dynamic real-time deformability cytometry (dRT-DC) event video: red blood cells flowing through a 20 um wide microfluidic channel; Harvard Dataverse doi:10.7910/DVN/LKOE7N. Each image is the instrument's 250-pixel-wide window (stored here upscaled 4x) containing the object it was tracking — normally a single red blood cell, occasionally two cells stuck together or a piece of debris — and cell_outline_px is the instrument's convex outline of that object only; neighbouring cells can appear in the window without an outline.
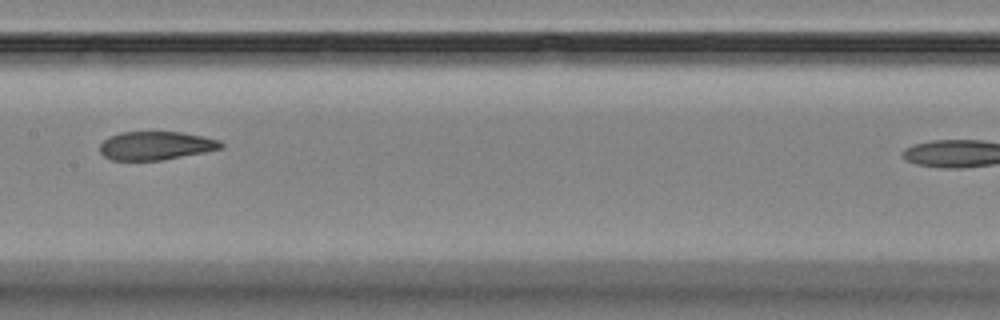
{"species": "Egyptian fruit bat (a non-hibernating species)", "species_latin": "Rousettus aegyptiacus", "temperature_condition": "room temperature", "stored_images_in_passage": 8, "camera_frame_rate_fps": 3000, "um_per_image_px": 0.085, "animal": {"sex": "female"}, "frame": {"image": 1, "passage_image": 4, "time_ms": 3.667, "image_size_px": [1000, 320], "cell_outline_px": [[224, 148], [204, 152], [160, 160], [112, 160], [104, 156], [100, 152], [100, 144], [108, 136], [120, 132], [180, 132], [204, 136], [220, 140], [224, 144]], "centroid_in_image_um": [13.25, 12.37], "position_along_channel_um": 194.1, "area_um2": 20.11}}
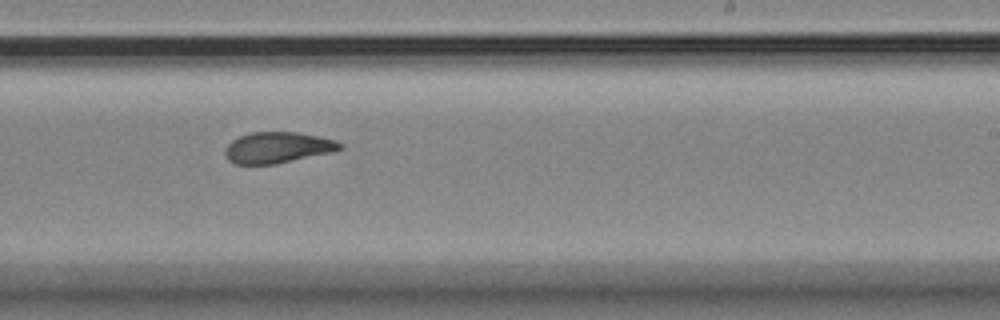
{"frame": {"image": 2, "passage_image": 6, "time_ms": 5.667, "image_size_px": [1000, 320], "cell_outline_px": [[344, 148], [336, 152], [276, 164], [236, 164], [228, 160], [224, 152], [228, 144], [232, 140], [240, 136], [252, 132], [296, 132], [336, 140], [344, 144]], "centroid_in_image_um": [23.65, 12.55], "position_along_channel_um": 265.3, "area_um2": 20.98}}
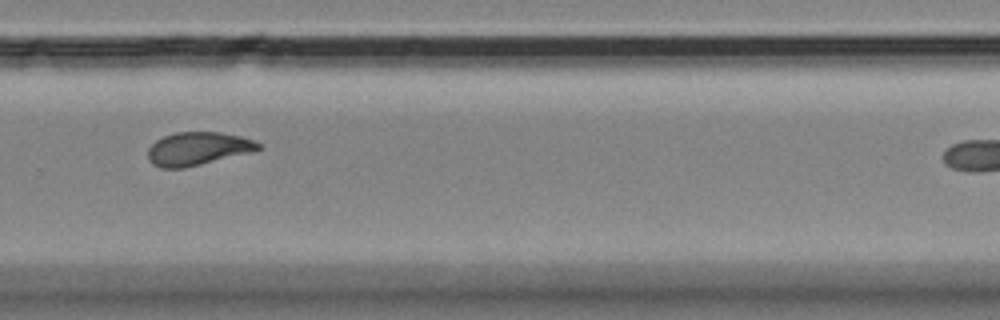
{"frame": {"image": 3, "passage_image": 7, "time_ms": 7.0, "image_size_px": [1000, 320], "cell_outline_px": [[264, 148], [256, 152], [184, 168], [160, 168], [152, 164], [148, 160], [148, 148], [156, 140], [164, 136], [176, 132], [220, 132], [240, 136], [252, 140], [260, 144]], "centroid_in_image_um": [16.85, 12.65], "position_along_channel_um": 313.0, "area_um2": 21.68}}